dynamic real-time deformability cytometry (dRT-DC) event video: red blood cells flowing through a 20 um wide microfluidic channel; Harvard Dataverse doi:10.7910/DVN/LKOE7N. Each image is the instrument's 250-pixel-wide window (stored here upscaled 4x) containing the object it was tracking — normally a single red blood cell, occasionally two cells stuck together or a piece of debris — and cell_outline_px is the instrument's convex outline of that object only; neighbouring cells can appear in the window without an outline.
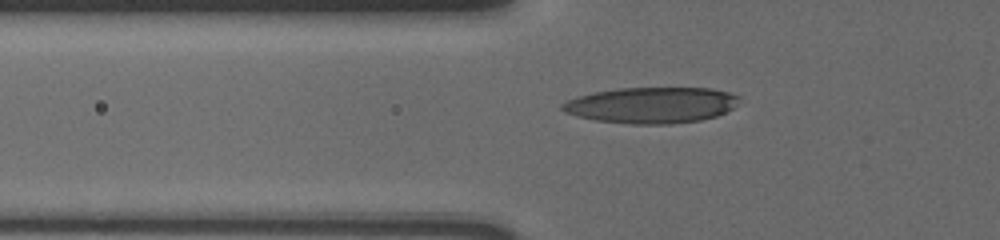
{"species": "human", "species_latin": "Homo sapiens", "temperature_condition": "cold", "stored_images_in_passage": 38, "camera_frame_rate_fps": 3000, "um_per_image_px": 0.085, "donor": {"sex": "male"}, "frame": {"image": 1, "passage_image": 2, "time_ms": 0.333, "image_size_px": [1000, 240], "cell_outline_px": [[740, 96], [732, 108], [716, 116], [700, 120], [668, 124], [632, 124], [596, 120], [576, 116], [564, 112], [560, 108], [560, 104], [568, 100], [592, 92], [620, 88], [712, 88], [728, 92]], "centroid_in_image_um": [55.34, 8.93], "position_along_channel_um": 70.5, "area_um2": 36.99}}
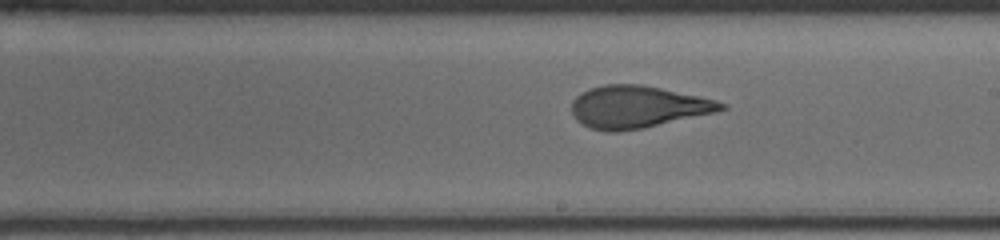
{"frame": {"image": 2, "passage_image": 16, "time_ms": 5.0, "image_size_px": [1000, 240], "cell_outline_px": [[728, 108], [716, 112], [644, 128], [616, 132], [608, 132], [592, 128], [580, 124], [576, 120], [572, 112], [572, 100], [576, 96], [588, 88], [604, 84], [640, 84], [700, 96], [716, 100], [728, 104]], "centroid_in_image_um": [54.19, 9.09], "position_along_channel_um": 234.8, "area_um2": 36.93}}
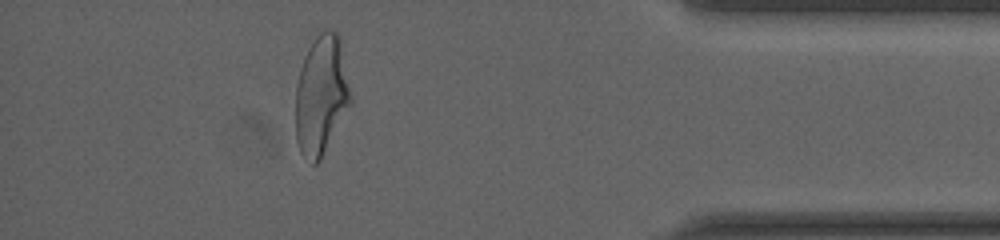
{"frame": {"image": 3, "passage_image": 33, "time_ms": 10.667, "image_size_px": [1000, 240], "cell_outline_px": [[352, 104], [320, 160], [316, 164], [312, 164], [300, 152], [296, 140], [296, 84], [300, 68], [304, 56], [308, 48], [316, 36], [320, 32], [336, 32], [340, 36], [352, 96]], "centroid_in_image_um": [27.32, 8.11], "position_along_channel_um": 407.9, "area_um2": 38.55}, "authors_computed_cell_mechanics": {"area_um2": 36.9631, "velocity_mm_per_s": 3.6109, "shape_relaxation_time_tau1_ms": 3.9578, "shape_relaxation_time_tau2_ms": 1.0682, "deformation_change_tau1": 0.1962, "deformation_change_tau2": 0.0944}}